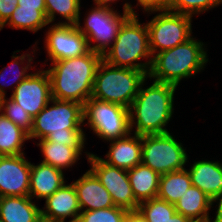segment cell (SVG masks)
Masks as SVG:
<instances>
[{
	"instance_id": "cell-1",
	"label": "cell",
	"mask_w": 222,
	"mask_h": 222,
	"mask_svg": "<svg viewBox=\"0 0 222 222\" xmlns=\"http://www.w3.org/2000/svg\"><path fill=\"white\" fill-rule=\"evenodd\" d=\"M50 104V105H49ZM83 120V105L75 101L51 99L33 118V127L28 135L31 139H46L54 143H64L74 148L80 155L85 151L86 134Z\"/></svg>"
},
{
	"instance_id": "cell-2",
	"label": "cell",
	"mask_w": 222,
	"mask_h": 222,
	"mask_svg": "<svg viewBox=\"0 0 222 222\" xmlns=\"http://www.w3.org/2000/svg\"><path fill=\"white\" fill-rule=\"evenodd\" d=\"M147 79L142 82L129 108L131 132L141 136L168 133L170 130L166 127L174 114V96L178 86L153 80L145 88Z\"/></svg>"
},
{
	"instance_id": "cell-3",
	"label": "cell",
	"mask_w": 222,
	"mask_h": 222,
	"mask_svg": "<svg viewBox=\"0 0 222 222\" xmlns=\"http://www.w3.org/2000/svg\"><path fill=\"white\" fill-rule=\"evenodd\" d=\"M102 55L89 50L82 56L54 61L46 69L53 99L82 105L91 97L95 74Z\"/></svg>"
},
{
	"instance_id": "cell-4",
	"label": "cell",
	"mask_w": 222,
	"mask_h": 222,
	"mask_svg": "<svg viewBox=\"0 0 222 222\" xmlns=\"http://www.w3.org/2000/svg\"><path fill=\"white\" fill-rule=\"evenodd\" d=\"M192 36L186 42L153 56L149 80L179 86L182 79L191 78L204 70L209 62L207 46Z\"/></svg>"
},
{
	"instance_id": "cell-5",
	"label": "cell",
	"mask_w": 222,
	"mask_h": 222,
	"mask_svg": "<svg viewBox=\"0 0 222 222\" xmlns=\"http://www.w3.org/2000/svg\"><path fill=\"white\" fill-rule=\"evenodd\" d=\"M137 13L130 15L120 26L117 37L104 53L102 60L114 67L150 72L153 56L149 47V32ZM141 59H147L141 62ZM140 61V62H139Z\"/></svg>"
},
{
	"instance_id": "cell-6",
	"label": "cell",
	"mask_w": 222,
	"mask_h": 222,
	"mask_svg": "<svg viewBox=\"0 0 222 222\" xmlns=\"http://www.w3.org/2000/svg\"><path fill=\"white\" fill-rule=\"evenodd\" d=\"M147 77L141 70L114 67L102 60L96 70L91 97L130 108Z\"/></svg>"
},
{
	"instance_id": "cell-7",
	"label": "cell",
	"mask_w": 222,
	"mask_h": 222,
	"mask_svg": "<svg viewBox=\"0 0 222 222\" xmlns=\"http://www.w3.org/2000/svg\"><path fill=\"white\" fill-rule=\"evenodd\" d=\"M89 10L83 20L84 26L79 20L76 27L86 37L89 50L102 56L114 43L122 23L130 15L137 13L127 1L123 4V13L117 12L114 8L96 5Z\"/></svg>"
},
{
	"instance_id": "cell-8",
	"label": "cell",
	"mask_w": 222,
	"mask_h": 222,
	"mask_svg": "<svg viewBox=\"0 0 222 222\" xmlns=\"http://www.w3.org/2000/svg\"><path fill=\"white\" fill-rule=\"evenodd\" d=\"M144 12L157 13L149 22H146L152 56L174 48L193 36L191 16L175 13L166 8H147L143 9Z\"/></svg>"
},
{
	"instance_id": "cell-9",
	"label": "cell",
	"mask_w": 222,
	"mask_h": 222,
	"mask_svg": "<svg viewBox=\"0 0 222 222\" xmlns=\"http://www.w3.org/2000/svg\"><path fill=\"white\" fill-rule=\"evenodd\" d=\"M83 120L98 138L111 141L131 133L129 108L90 97L83 105ZM87 121V122H85Z\"/></svg>"
},
{
	"instance_id": "cell-10",
	"label": "cell",
	"mask_w": 222,
	"mask_h": 222,
	"mask_svg": "<svg viewBox=\"0 0 222 222\" xmlns=\"http://www.w3.org/2000/svg\"><path fill=\"white\" fill-rule=\"evenodd\" d=\"M183 145L170 132L142 135L141 163L159 175L186 169L189 156Z\"/></svg>"
},
{
	"instance_id": "cell-11",
	"label": "cell",
	"mask_w": 222,
	"mask_h": 222,
	"mask_svg": "<svg viewBox=\"0 0 222 222\" xmlns=\"http://www.w3.org/2000/svg\"><path fill=\"white\" fill-rule=\"evenodd\" d=\"M87 162L90 163V170L110 193L115 206L128 211L138 210L139 202L133 194L127 170L111 166L93 153L87 158Z\"/></svg>"
},
{
	"instance_id": "cell-12",
	"label": "cell",
	"mask_w": 222,
	"mask_h": 222,
	"mask_svg": "<svg viewBox=\"0 0 222 222\" xmlns=\"http://www.w3.org/2000/svg\"><path fill=\"white\" fill-rule=\"evenodd\" d=\"M44 48L51 62L79 57L89 51L86 37L76 25L52 24L45 33Z\"/></svg>"
},
{
	"instance_id": "cell-13",
	"label": "cell",
	"mask_w": 222,
	"mask_h": 222,
	"mask_svg": "<svg viewBox=\"0 0 222 222\" xmlns=\"http://www.w3.org/2000/svg\"><path fill=\"white\" fill-rule=\"evenodd\" d=\"M10 98L34 118L52 99L51 82L46 69L31 72L16 86Z\"/></svg>"
},
{
	"instance_id": "cell-14",
	"label": "cell",
	"mask_w": 222,
	"mask_h": 222,
	"mask_svg": "<svg viewBox=\"0 0 222 222\" xmlns=\"http://www.w3.org/2000/svg\"><path fill=\"white\" fill-rule=\"evenodd\" d=\"M30 170L25 154L0 156V197L29 196Z\"/></svg>"
},
{
	"instance_id": "cell-15",
	"label": "cell",
	"mask_w": 222,
	"mask_h": 222,
	"mask_svg": "<svg viewBox=\"0 0 222 222\" xmlns=\"http://www.w3.org/2000/svg\"><path fill=\"white\" fill-rule=\"evenodd\" d=\"M81 208L77 192L73 183L64 184L51 196L45 199V206L41 209L43 222H77Z\"/></svg>"
},
{
	"instance_id": "cell-16",
	"label": "cell",
	"mask_w": 222,
	"mask_h": 222,
	"mask_svg": "<svg viewBox=\"0 0 222 222\" xmlns=\"http://www.w3.org/2000/svg\"><path fill=\"white\" fill-rule=\"evenodd\" d=\"M72 183L77 192L81 211L107 209L115 206L110 193L90 169Z\"/></svg>"
},
{
	"instance_id": "cell-17",
	"label": "cell",
	"mask_w": 222,
	"mask_h": 222,
	"mask_svg": "<svg viewBox=\"0 0 222 222\" xmlns=\"http://www.w3.org/2000/svg\"><path fill=\"white\" fill-rule=\"evenodd\" d=\"M108 142H110V146L107 154L105 155L106 158L101 157L104 162L127 171L138 164H141V135L131 132L126 137Z\"/></svg>"
},
{
	"instance_id": "cell-18",
	"label": "cell",
	"mask_w": 222,
	"mask_h": 222,
	"mask_svg": "<svg viewBox=\"0 0 222 222\" xmlns=\"http://www.w3.org/2000/svg\"><path fill=\"white\" fill-rule=\"evenodd\" d=\"M25 29L33 33L42 30L49 23L46 18L45 0H18L17 8L9 20L0 28Z\"/></svg>"
},
{
	"instance_id": "cell-19",
	"label": "cell",
	"mask_w": 222,
	"mask_h": 222,
	"mask_svg": "<svg viewBox=\"0 0 222 222\" xmlns=\"http://www.w3.org/2000/svg\"><path fill=\"white\" fill-rule=\"evenodd\" d=\"M65 179L60 169L43 162L31 163L29 196L45 200L66 183Z\"/></svg>"
},
{
	"instance_id": "cell-20",
	"label": "cell",
	"mask_w": 222,
	"mask_h": 222,
	"mask_svg": "<svg viewBox=\"0 0 222 222\" xmlns=\"http://www.w3.org/2000/svg\"><path fill=\"white\" fill-rule=\"evenodd\" d=\"M192 186L198 187L211 199L222 191V162L210 160L194 161L189 165Z\"/></svg>"
},
{
	"instance_id": "cell-21",
	"label": "cell",
	"mask_w": 222,
	"mask_h": 222,
	"mask_svg": "<svg viewBox=\"0 0 222 222\" xmlns=\"http://www.w3.org/2000/svg\"><path fill=\"white\" fill-rule=\"evenodd\" d=\"M30 196L0 197V220L2 222H43L41 208Z\"/></svg>"
},
{
	"instance_id": "cell-22",
	"label": "cell",
	"mask_w": 222,
	"mask_h": 222,
	"mask_svg": "<svg viewBox=\"0 0 222 222\" xmlns=\"http://www.w3.org/2000/svg\"><path fill=\"white\" fill-rule=\"evenodd\" d=\"M128 177L136 200L140 203L157 198L160 175L144 164L128 170Z\"/></svg>"
},
{
	"instance_id": "cell-23",
	"label": "cell",
	"mask_w": 222,
	"mask_h": 222,
	"mask_svg": "<svg viewBox=\"0 0 222 222\" xmlns=\"http://www.w3.org/2000/svg\"><path fill=\"white\" fill-rule=\"evenodd\" d=\"M37 147H40L43 155L41 162L49 164L63 171L77 164L81 159V155L72 147L64 145V143H54L46 139L38 140Z\"/></svg>"
},
{
	"instance_id": "cell-24",
	"label": "cell",
	"mask_w": 222,
	"mask_h": 222,
	"mask_svg": "<svg viewBox=\"0 0 222 222\" xmlns=\"http://www.w3.org/2000/svg\"><path fill=\"white\" fill-rule=\"evenodd\" d=\"M212 199L198 187L191 186L174 204L176 212L189 219L210 217Z\"/></svg>"
},
{
	"instance_id": "cell-25",
	"label": "cell",
	"mask_w": 222,
	"mask_h": 222,
	"mask_svg": "<svg viewBox=\"0 0 222 222\" xmlns=\"http://www.w3.org/2000/svg\"><path fill=\"white\" fill-rule=\"evenodd\" d=\"M28 134L5 117L0 111V156H16L24 153Z\"/></svg>"
},
{
	"instance_id": "cell-26",
	"label": "cell",
	"mask_w": 222,
	"mask_h": 222,
	"mask_svg": "<svg viewBox=\"0 0 222 222\" xmlns=\"http://www.w3.org/2000/svg\"><path fill=\"white\" fill-rule=\"evenodd\" d=\"M191 186L187 169L160 175L157 198L175 204Z\"/></svg>"
},
{
	"instance_id": "cell-27",
	"label": "cell",
	"mask_w": 222,
	"mask_h": 222,
	"mask_svg": "<svg viewBox=\"0 0 222 222\" xmlns=\"http://www.w3.org/2000/svg\"><path fill=\"white\" fill-rule=\"evenodd\" d=\"M20 52V50L14 51L12 55L13 61H11L10 65L3 70H0V81L4 80V77L6 76V73H8V69H12V76L13 80L11 82V79L9 83L8 81L0 82V98L6 97V86H12L13 90L16 88V86L21 83L24 79H26L31 73H28V70H32L34 66H32V62L34 61V55L31 53H23L21 55H16V53ZM15 54V55H14ZM26 64V65H25ZM22 65V66H20ZM24 65V66H23ZM18 67V68H17ZM10 71V72H11ZM15 73V74H14ZM6 78V77H5ZM12 78V77H11ZM14 84V85H13Z\"/></svg>"
},
{
	"instance_id": "cell-28",
	"label": "cell",
	"mask_w": 222,
	"mask_h": 222,
	"mask_svg": "<svg viewBox=\"0 0 222 222\" xmlns=\"http://www.w3.org/2000/svg\"><path fill=\"white\" fill-rule=\"evenodd\" d=\"M45 4L49 24L76 25L81 18V0H45ZM57 14L65 20L56 23Z\"/></svg>"
},
{
	"instance_id": "cell-29",
	"label": "cell",
	"mask_w": 222,
	"mask_h": 222,
	"mask_svg": "<svg viewBox=\"0 0 222 222\" xmlns=\"http://www.w3.org/2000/svg\"><path fill=\"white\" fill-rule=\"evenodd\" d=\"M138 211L147 222H168L176 212L175 205L159 198L139 203Z\"/></svg>"
},
{
	"instance_id": "cell-30",
	"label": "cell",
	"mask_w": 222,
	"mask_h": 222,
	"mask_svg": "<svg viewBox=\"0 0 222 222\" xmlns=\"http://www.w3.org/2000/svg\"><path fill=\"white\" fill-rule=\"evenodd\" d=\"M222 0H171L164 8L193 17L218 7Z\"/></svg>"
},
{
	"instance_id": "cell-31",
	"label": "cell",
	"mask_w": 222,
	"mask_h": 222,
	"mask_svg": "<svg viewBox=\"0 0 222 222\" xmlns=\"http://www.w3.org/2000/svg\"><path fill=\"white\" fill-rule=\"evenodd\" d=\"M0 111L28 135L33 127V118L11 98H0Z\"/></svg>"
},
{
	"instance_id": "cell-32",
	"label": "cell",
	"mask_w": 222,
	"mask_h": 222,
	"mask_svg": "<svg viewBox=\"0 0 222 222\" xmlns=\"http://www.w3.org/2000/svg\"><path fill=\"white\" fill-rule=\"evenodd\" d=\"M127 213L128 210L117 206L81 211L77 222H123Z\"/></svg>"
},
{
	"instance_id": "cell-33",
	"label": "cell",
	"mask_w": 222,
	"mask_h": 222,
	"mask_svg": "<svg viewBox=\"0 0 222 222\" xmlns=\"http://www.w3.org/2000/svg\"><path fill=\"white\" fill-rule=\"evenodd\" d=\"M17 4L18 0H0V28L9 20Z\"/></svg>"
},
{
	"instance_id": "cell-34",
	"label": "cell",
	"mask_w": 222,
	"mask_h": 222,
	"mask_svg": "<svg viewBox=\"0 0 222 222\" xmlns=\"http://www.w3.org/2000/svg\"><path fill=\"white\" fill-rule=\"evenodd\" d=\"M171 0H136L137 6L142 9L147 8H164Z\"/></svg>"
},
{
	"instance_id": "cell-35",
	"label": "cell",
	"mask_w": 222,
	"mask_h": 222,
	"mask_svg": "<svg viewBox=\"0 0 222 222\" xmlns=\"http://www.w3.org/2000/svg\"><path fill=\"white\" fill-rule=\"evenodd\" d=\"M211 203H212V208L214 204L217 203L216 205L217 208L215 209L216 213H214L215 215H214L213 222H222V191L218 196L212 199Z\"/></svg>"
},
{
	"instance_id": "cell-36",
	"label": "cell",
	"mask_w": 222,
	"mask_h": 222,
	"mask_svg": "<svg viewBox=\"0 0 222 222\" xmlns=\"http://www.w3.org/2000/svg\"><path fill=\"white\" fill-rule=\"evenodd\" d=\"M123 222H147L144 216L137 211H128Z\"/></svg>"
},
{
	"instance_id": "cell-37",
	"label": "cell",
	"mask_w": 222,
	"mask_h": 222,
	"mask_svg": "<svg viewBox=\"0 0 222 222\" xmlns=\"http://www.w3.org/2000/svg\"><path fill=\"white\" fill-rule=\"evenodd\" d=\"M92 1H94L93 4H95L96 6L113 8L111 5L119 0H92Z\"/></svg>"
},
{
	"instance_id": "cell-38",
	"label": "cell",
	"mask_w": 222,
	"mask_h": 222,
	"mask_svg": "<svg viewBox=\"0 0 222 222\" xmlns=\"http://www.w3.org/2000/svg\"><path fill=\"white\" fill-rule=\"evenodd\" d=\"M168 222H189V218L184 217L182 214L175 212Z\"/></svg>"
},
{
	"instance_id": "cell-39",
	"label": "cell",
	"mask_w": 222,
	"mask_h": 222,
	"mask_svg": "<svg viewBox=\"0 0 222 222\" xmlns=\"http://www.w3.org/2000/svg\"><path fill=\"white\" fill-rule=\"evenodd\" d=\"M189 222H213V220L210 217H204L200 219H189Z\"/></svg>"
}]
</instances>
